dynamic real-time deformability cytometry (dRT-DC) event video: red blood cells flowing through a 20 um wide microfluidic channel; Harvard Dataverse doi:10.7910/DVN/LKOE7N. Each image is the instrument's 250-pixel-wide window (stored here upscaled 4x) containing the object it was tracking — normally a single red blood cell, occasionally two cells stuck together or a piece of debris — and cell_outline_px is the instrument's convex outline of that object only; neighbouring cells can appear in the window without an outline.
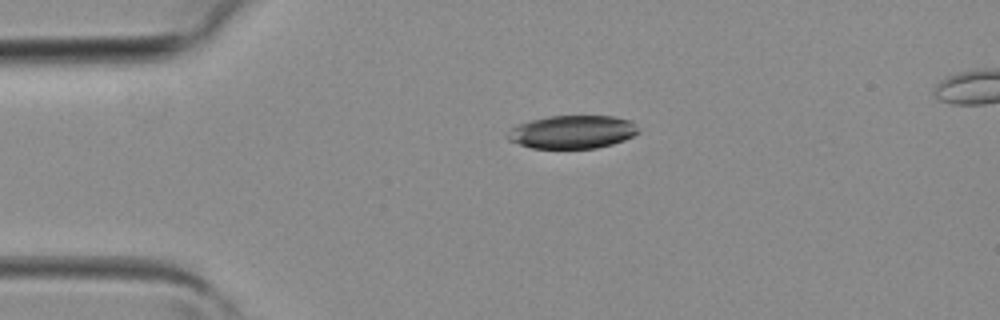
{"species": "common noctule bat (a hibernating species)", "species_latin": "Nyctalus noctula", "temperature_condition": "room temperature", "stored_images_in_passage": 3, "camera_frame_rate_fps": 3000, "um_per_image_px": 0.085, "animal": {"sex": "female", "body_mass_g": 19.3, "forearm_length_mm": 54.1}, "frame": {"image": 1, "passage_image": 1, "time_ms": 0.0, "image_size_px": [1000, 320], "cell_outline_px": [[640, 132], [624, 140], [612, 144], [596, 148], [532, 148], [508, 140], [504, 136], [512, 128], [520, 124], [532, 120], [548, 116], [612, 116], [632, 120], [640, 128]], "centroid_in_image_um": [48.69, 11.21], "position_along_channel_um": 36.3, "area_um2": 25.32}}